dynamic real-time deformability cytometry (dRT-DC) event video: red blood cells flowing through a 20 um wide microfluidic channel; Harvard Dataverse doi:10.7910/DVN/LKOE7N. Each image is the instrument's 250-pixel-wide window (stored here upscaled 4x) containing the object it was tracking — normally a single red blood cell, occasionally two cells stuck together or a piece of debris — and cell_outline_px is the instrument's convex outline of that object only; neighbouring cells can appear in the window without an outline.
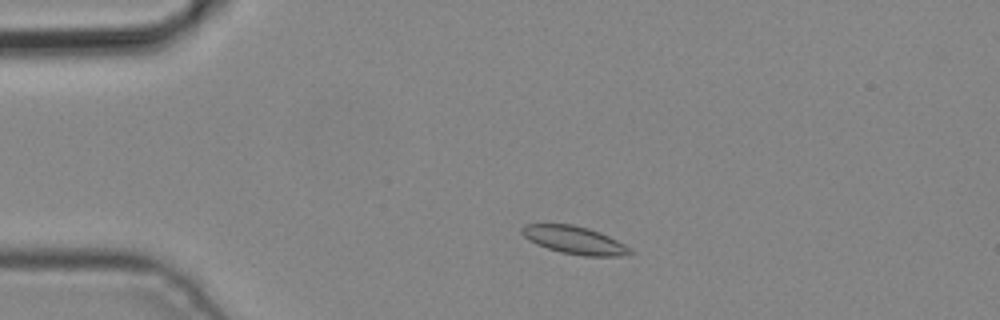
{"species": "common noctule bat (a hibernating species)", "species_latin": "Nyctalus noctula", "temperature_condition": "cold", "stored_images_in_passage": 2, "camera_frame_rate_fps": 3000, "um_per_image_px": 0.085, "animal": {"sex": "male", "body_mass_g": 19.2, "forearm_length_mm": 51.8}, "frame": {"image": 1, "passage_image": 2, "time_ms": 0.333, "image_size_px": [1000, 320], "cell_outline_px": [[632, 252], [620, 256], [584, 256], [560, 252], [536, 244], [528, 240], [520, 232], [520, 228], [524, 224], [572, 224], [588, 228], [600, 232], [624, 244]], "centroid_in_image_um": [48.76, 20.4], "position_along_channel_um": 36.2, "area_um2": 17.4}}